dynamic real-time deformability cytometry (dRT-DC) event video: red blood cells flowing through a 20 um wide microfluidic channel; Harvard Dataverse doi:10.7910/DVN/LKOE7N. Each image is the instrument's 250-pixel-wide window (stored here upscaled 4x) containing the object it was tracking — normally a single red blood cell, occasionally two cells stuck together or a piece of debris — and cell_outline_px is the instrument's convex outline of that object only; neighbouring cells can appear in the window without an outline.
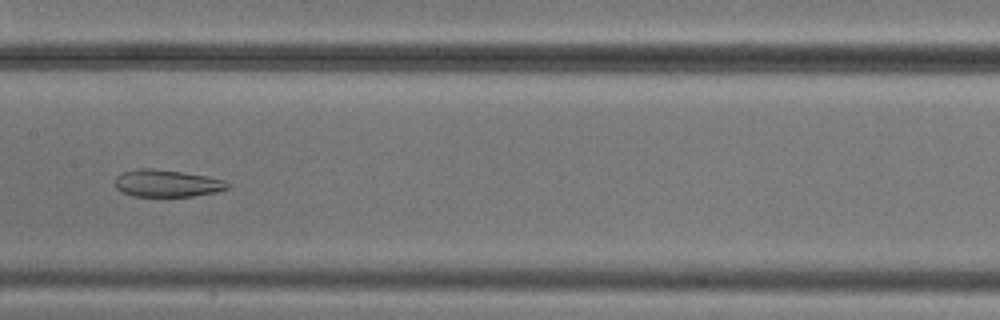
{"species": "common noctule bat (a hibernating species)", "species_latin": "Nyctalus noctula", "temperature_condition": "cold", "stored_images_in_passage": 12, "camera_frame_rate_fps": 3000, "um_per_image_px": 0.085, "animal": {"sex": "male", "body_mass_g": 20.5, "forearm_length_mm": 52.5}, "frame": {"image": 1, "passage_image": 5, "time_ms": 6.0, "image_size_px": [1000, 320], "cell_outline_px": [[232, 184], [228, 188], [216, 192], [192, 196], [132, 196], [116, 188], [116, 176], [124, 172], [136, 168], [152, 168], [184, 172], [208, 176], [224, 180]], "centroid_in_image_um": [14.22, 15.57], "position_along_channel_um": 193.2, "area_um2": 17.86}}
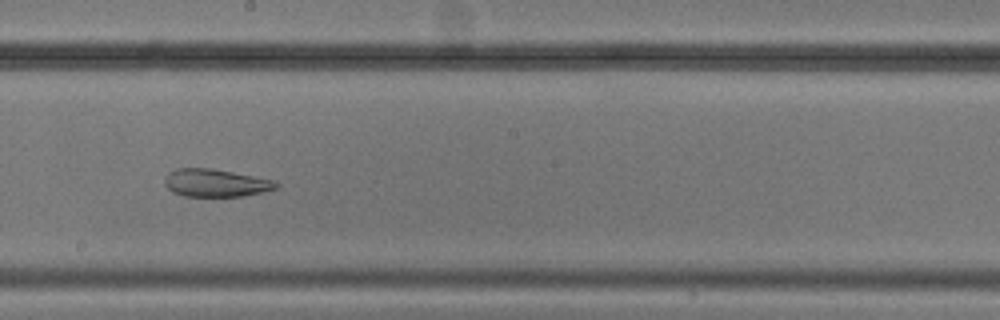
{"frame": {"image": 2, "passage_image": 6, "time_ms": 7.0, "image_size_px": [1000, 320], "cell_outline_px": [[280, 184], [276, 188], [244, 196], [184, 196], [172, 192], [164, 184], [164, 180], [168, 172], [176, 168], [212, 168], [272, 180]], "centroid_in_image_um": [18.27, 15.54], "position_along_channel_um": 229.9, "area_um2": 17.86}}
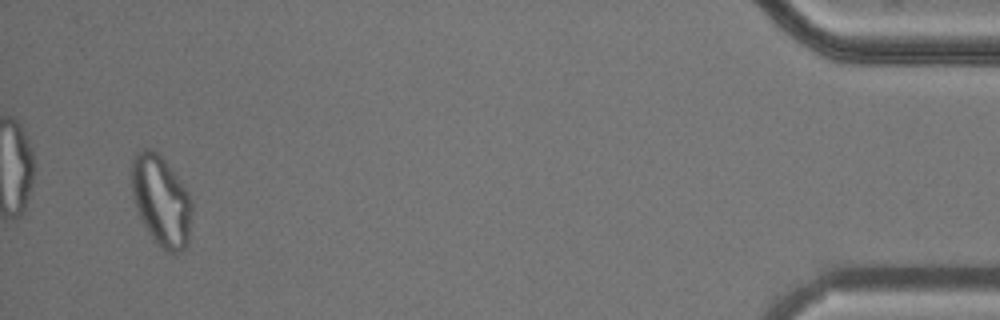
{"frame": {"image": 3, "passage_image": 12, "time_ms": 14.333, "image_size_px": [1000, 320], "cell_outline_px": [[192, 208], [188, 244], [180, 252], [164, 252], [160, 248], [148, 232], [136, 208], [132, 192], [132, 160], [136, 152], [144, 148], [152, 148], [160, 152], [188, 192], [192, 204]], "centroid_in_image_um": [13.7, 17.04], "position_along_channel_um": 421.5, "area_um2": 31.96}}